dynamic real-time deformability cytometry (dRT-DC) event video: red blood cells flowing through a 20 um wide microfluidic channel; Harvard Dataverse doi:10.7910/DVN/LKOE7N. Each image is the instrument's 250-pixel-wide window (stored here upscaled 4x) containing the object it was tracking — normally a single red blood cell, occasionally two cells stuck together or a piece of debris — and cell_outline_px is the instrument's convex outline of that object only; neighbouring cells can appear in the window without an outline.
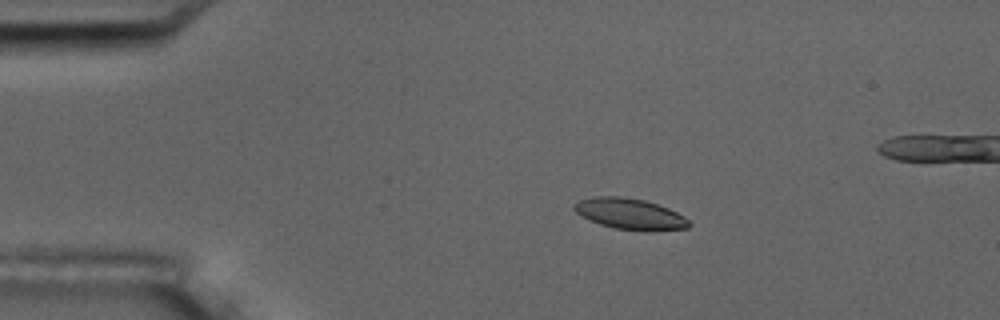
{"species": "common noctule bat (a hibernating species)", "species_latin": "Nyctalus noctula", "temperature_condition": "room temperature", "stored_images_in_passage": 8, "camera_frame_rate_fps": 3000, "um_per_image_px": 0.085, "animal": {"sex": "male", "body_mass_g": 17.5, "forearm_length_mm": 52.3}, "frame": {"image": 1, "passage_image": 4, "time_ms": 3.333, "image_size_px": [1000, 320], "cell_outline_px": [[692, 224], [688, 228], [648, 232], [644, 232], [616, 228], [600, 224], [588, 220], [580, 216], [572, 208], [572, 204], [580, 200], [596, 196], [616, 196], [644, 200], [668, 208], [684, 216]], "centroid_in_image_um": [53.54, 18.2], "position_along_channel_um": 31.5, "area_um2": 20.92}}